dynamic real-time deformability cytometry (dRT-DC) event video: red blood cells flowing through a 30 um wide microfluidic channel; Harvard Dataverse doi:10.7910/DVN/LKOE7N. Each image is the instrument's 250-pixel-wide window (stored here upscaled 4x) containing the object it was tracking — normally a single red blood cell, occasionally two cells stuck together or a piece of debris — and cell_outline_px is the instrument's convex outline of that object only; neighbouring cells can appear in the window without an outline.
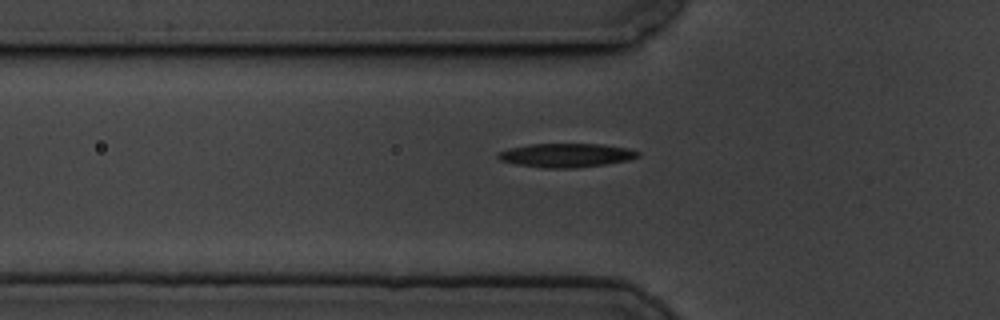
{"species": "common noctule bat (a hibernating species)", "species_latin": "Nyctalus noctula", "temperature_condition": "cold", "stored_images_in_passage": 38, "camera_frame_rate_fps": 3000, "um_per_image_px": 0.085, "animal": {"sex": "male", "body_mass_g": 19.5, "forearm_length_mm": 54.6}, "frame": {"image": 1, "passage_image": 5, "time_ms": 1.333, "image_size_px": [1000, 320], "cell_outline_px": [[640, 156], [628, 160], [604, 164], [576, 168], [544, 168], [516, 164], [500, 160], [496, 156], [496, 152], [508, 148], [528, 144], [604, 144], [628, 148], [640, 152]], "centroid_in_image_um": [48.1, 13.19], "position_along_channel_um": 77.7, "area_um2": 19.59}}
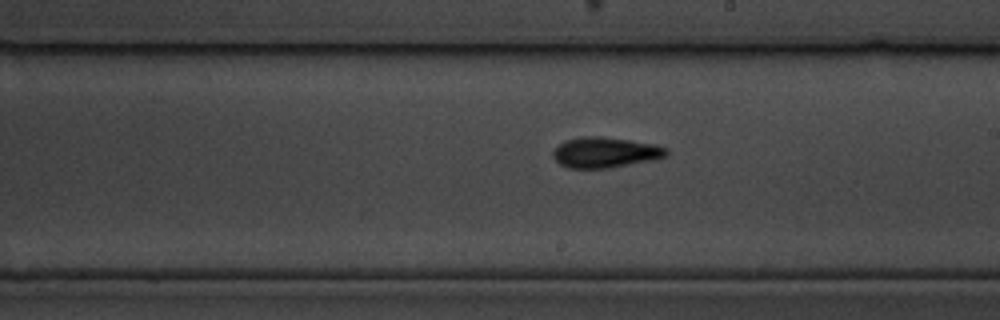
{"frame": {"image": 2, "passage_image": 19, "time_ms": 6.0, "image_size_px": [1000, 320], "cell_outline_px": [[668, 156], [652, 160], [608, 168], [568, 168], [560, 164], [552, 156], [552, 152], [560, 144], [568, 140], [588, 136], [600, 136], [656, 144], [668, 148]], "centroid_in_image_um": [51.48, 12.96], "position_along_channel_um": 237.5, "area_um2": 20.0}}
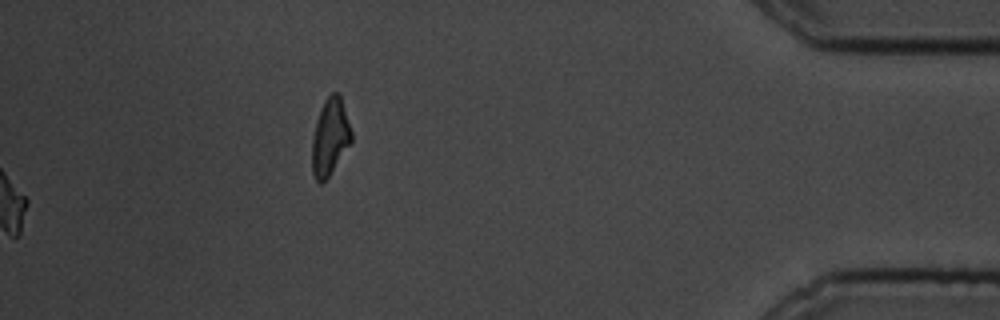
{"frame": {"image": 3, "passage_image": 38, "time_ms": 12.333, "image_size_px": [1000, 320], "cell_outline_px": [[352, 140], [328, 176], [320, 184], [316, 180], [312, 172], [312, 140], [316, 120], [320, 108], [324, 100], [332, 92], [336, 92], [340, 96], [352, 132]], "centroid_in_image_um": [28.03, 11.62], "position_along_channel_um": 407.2, "area_um2": 17.28}, "authors_computed_cell_mechanics": {"area_um2": 18.9873, "velocity_mm_per_s": 3.4158, "shape_relaxation_time_tau1_ms": 3.6076, "shape_relaxation_time_tau2_ms": 4.5455, "deformation_change_tau1": 0.1554, "deformation_change_tau2": 0.1076}}